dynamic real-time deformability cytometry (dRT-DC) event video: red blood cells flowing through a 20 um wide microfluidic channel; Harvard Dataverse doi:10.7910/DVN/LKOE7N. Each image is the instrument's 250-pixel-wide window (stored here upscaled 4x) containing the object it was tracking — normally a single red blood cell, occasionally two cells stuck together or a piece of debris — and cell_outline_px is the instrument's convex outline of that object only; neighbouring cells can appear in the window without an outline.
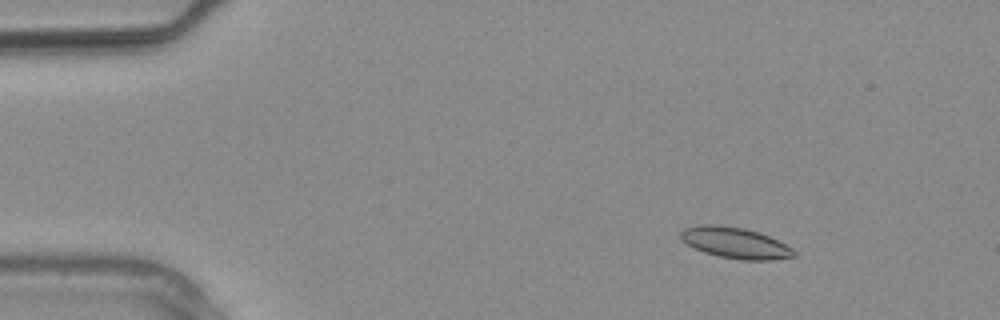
{"species": "common noctule bat (a hibernating species)", "species_latin": "Nyctalus noctula", "temperature_condition": "warm", "stored_images_in_passage": 3, "camera_frame_rate_fps": 3000, "um_per_image_px": 0.085, "animal": {"sex": "male", "body_mass_g": 20.4}, "frame": {"image": 1, "passage_image": 1, "time_ms": 0.0, "image_size_px": [1000, 320], "cell_outline_px": [[796, 256], [772, 260], [744, 260], [720, 256], [704, 252], [680, 240], [680, 232], [684, 228], [700, 224], [716, 224], [744, 228], [760, 232], [792, 248], [796, 252]], "centroid_in_image_um": [62.48, 20.63], "position_along_channel_um": 22.5, "area_um2": 20.4}}